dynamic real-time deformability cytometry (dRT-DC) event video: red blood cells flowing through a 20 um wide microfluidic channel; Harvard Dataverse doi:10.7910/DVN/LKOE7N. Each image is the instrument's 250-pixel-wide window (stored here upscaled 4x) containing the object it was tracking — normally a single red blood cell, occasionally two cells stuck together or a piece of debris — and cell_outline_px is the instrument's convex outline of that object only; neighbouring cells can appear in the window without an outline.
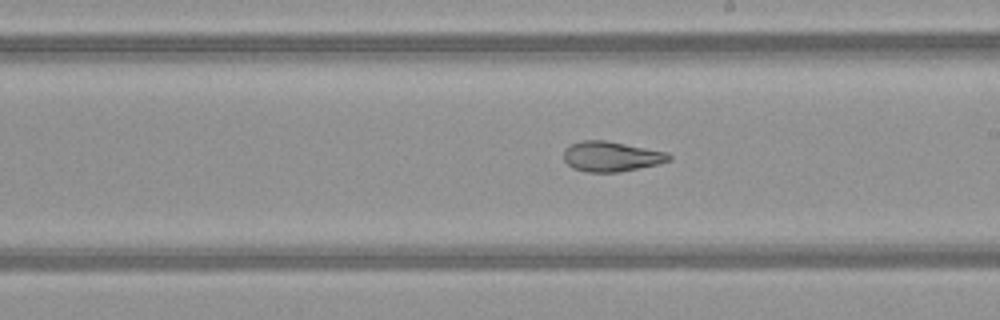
{"species": "common noctule bat (a hibernating species)", "species_latin": "Nyctalus noctula", "temperature_condition": "warm", "stored_images_in_passage": 27, "camera_frame_rate_fps": 3000, "um_per_image_px": 0.085, "animal": {"sex": "female", "body_mass_g": 21.9}, "frame": {"image": 1, "passage_image": 27, "time_ms": 8.667, "image_size_px": [1000, 320], "cell_outline_px": [[672, 160], [656, 164], [620, 172], [588, 172], [572, 168], [564, 160], [564, 148], [568, 144], [584, 140], [608, 140], [668, 152], [672, 156]], "centroid_in_image_um": [51.95, 13.28], "position_along_channel_um": 237.1, "area_um2": 18.67}}